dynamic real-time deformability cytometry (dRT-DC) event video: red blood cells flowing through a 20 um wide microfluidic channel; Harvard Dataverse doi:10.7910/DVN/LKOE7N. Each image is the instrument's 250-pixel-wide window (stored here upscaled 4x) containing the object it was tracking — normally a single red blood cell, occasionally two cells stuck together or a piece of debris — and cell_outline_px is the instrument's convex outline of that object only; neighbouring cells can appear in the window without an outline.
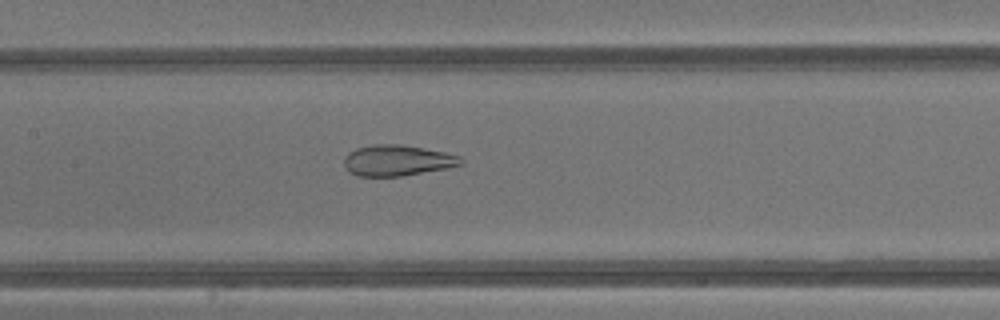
{"species": "common noctule bat (a hibernating species)", "species_latin": "Nyctalus noctula", "temperature_condition": "warm", "stored_images_in_passage": 43, "camera_frame_rate_fps": 3000, "um_per_image_px": 0.085, "animal": {"sex": "male", "body_mass_g": 13.3}, "frame": {"image": 1, "passage_image": 21, "time_ms": 6.667, "image_size_px": [1000, 320], "cell_outline_px": [[464, 164], [448, 168], [400, 176], [356, 176], [348, 172], [344, 164], [344, 156], [348, 152], [356, 148], [372, 144], [400, 144], [424, 148], [444, 152], [460, 156], [464, 160]], "centroid_in_image_um": [33.76, 13.63], "position_along_channel_um": 173.6, "area_um2": 21.21}}
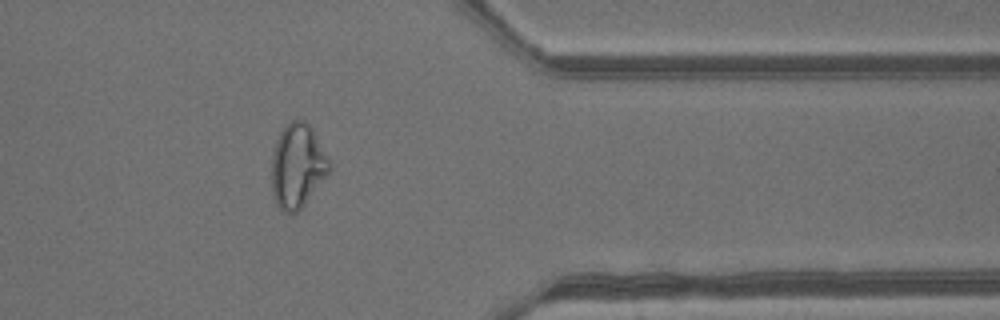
{"frame": {"image": 2, "passage_image": 35, "time_ms": 11.333, "image_size_px": [1000, 320], "cell_outline_px": [[332, 164], [328, 172], [304, 204], [296, 212], [284, 212], [276, 204], [272, 196], [272, 156], [276, 140], [284, 124], [292, 120], [304, 120], [312, 128]], "centroid_in_image_um": [25.26, 14.07], "position_along_channel_um": 386.1, "area_um2": 28.03}}
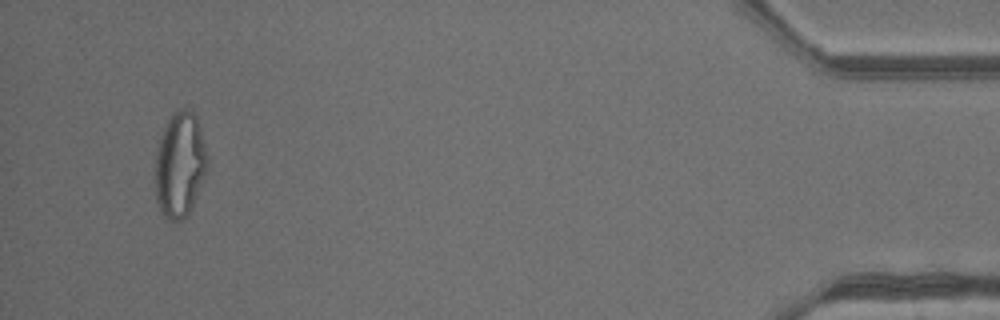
{"frame": {"image": 3, "passage_image": 41, "time_ms": 13.333, "image_size_px": [1000, 320], "cell_outline_px": [[208, 168], [188, 216], [180, 220], [168, 220], [160, 212], [156, 204], [156, 152], [160, 136], [172, 112], [184, 108], [192, 112], [196, 116], [200, 128], [208, 156]], "centroid_in_image_um": [15.29, 14.02], "position_along_channel_um": 419.9, "area_um2": 32.08}, "authors_computed_cell_mechanics": {"area_um2": 29.4202, "velocity_mm_per_s": 4.8808, "shape_relaxation_time_tau1_ms": null, "shape_relaxation_time_tau2_ms": 0.9383, "deformation_change_tau1": null, "deformation_change_tau2": 0.0833}}